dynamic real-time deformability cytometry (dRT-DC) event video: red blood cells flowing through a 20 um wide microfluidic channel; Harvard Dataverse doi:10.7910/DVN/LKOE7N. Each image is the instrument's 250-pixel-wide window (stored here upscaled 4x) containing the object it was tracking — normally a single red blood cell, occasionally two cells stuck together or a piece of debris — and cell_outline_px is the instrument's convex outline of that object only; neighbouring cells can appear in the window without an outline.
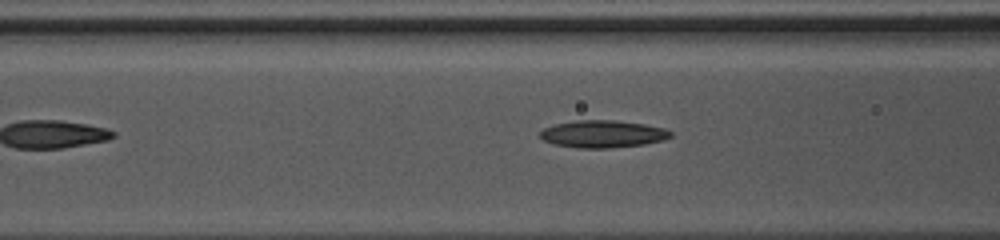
{"species": "common noctule bat (a hibernating species)", "species_latin": "Nyctalus noctula", "temperature_condition": "warm", "stored_images_in_passage": 6, "camera_frame_rate_fps": 3000, "um_per_image_px": 0.085, "animal": {"sex": "female", "body_mass_g": 10.0, "forearm_length_mm": 53.1}, "frame": {"image": 1, "passage_image": 5, "time_ms": 1.333, "image_size_px": [1000, 240], "cell_outline_px": [[672, 136], [664, 140], [644, 144], [608, 148], [576, 148], [552, 144], [544, 140], [540, 136], [540, 132], [544, 128], [556, 124], [576, 120], [616, 120], [644, 124], [664, 128], [672, 132]], "centroid_in_image_um": [51.24, 11.39], "position_along_channel_um": 115.4, "area_um2": 20.81}}